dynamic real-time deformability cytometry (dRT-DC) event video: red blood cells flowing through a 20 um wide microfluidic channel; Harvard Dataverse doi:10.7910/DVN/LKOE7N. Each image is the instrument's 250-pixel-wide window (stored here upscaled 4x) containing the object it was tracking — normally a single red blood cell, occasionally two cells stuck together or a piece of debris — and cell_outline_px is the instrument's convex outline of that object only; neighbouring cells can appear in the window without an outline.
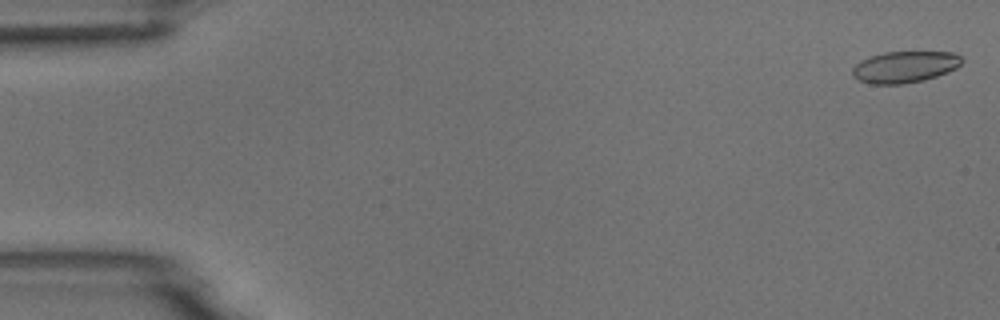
{"species": "common noctule bat (a hibernating species)", "species_latin": "Nyctalus noctula", "temperature_condition": "room temperature", "stored_images_in_passage": 5, "camera_frame_rate_fps": 3000, "um_per_image_px": 0.085, "animal": {"sex": "male", "body_mass_g": 18.8}, "frame": {"image": 1, "passage_image": 1, "time_ms": 0.0, "image_size_px": [1000, 320], "cell_outline_px": [[964, 60], [956, 68], [936, 76], [924, 80], [904, 84], [872, 84], [860, 80], [852, 76], [852, 68], [860, 60], [884, 52], [956, 52]], "centroid_in_image_um": [76.9, 5.68], "position_along_channel_um": 8.1, "area_um2": 20.06}}
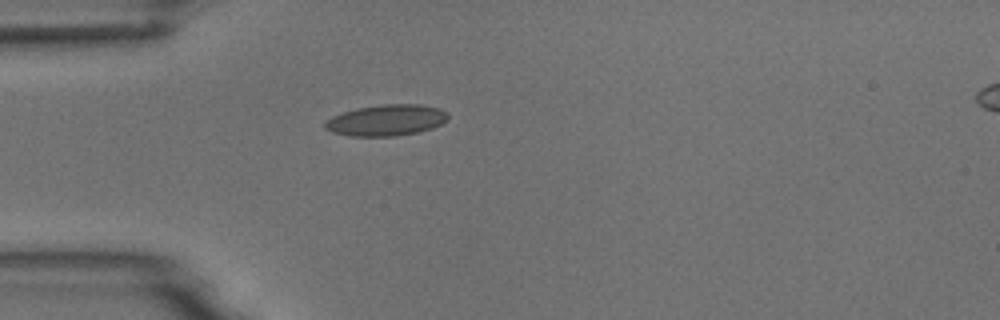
{"frame": {"image": 2, "passage_image": 5, "time_ms": 4.667, "image_size_px": [1000, 320], "cell_outline_px": [[448, 120], [432, 128], [420, 132], [396, 136], [352, 136], [332, 132], [324, 128], [324, 124], [332, 116], [356, 108], [380, 104], [420, 104], [440, 108], [448, 112]], "centroid_in_image_um": [32.87, 10.21], "position_along_channel_um": 52.1, "area_um2": 22.48}}